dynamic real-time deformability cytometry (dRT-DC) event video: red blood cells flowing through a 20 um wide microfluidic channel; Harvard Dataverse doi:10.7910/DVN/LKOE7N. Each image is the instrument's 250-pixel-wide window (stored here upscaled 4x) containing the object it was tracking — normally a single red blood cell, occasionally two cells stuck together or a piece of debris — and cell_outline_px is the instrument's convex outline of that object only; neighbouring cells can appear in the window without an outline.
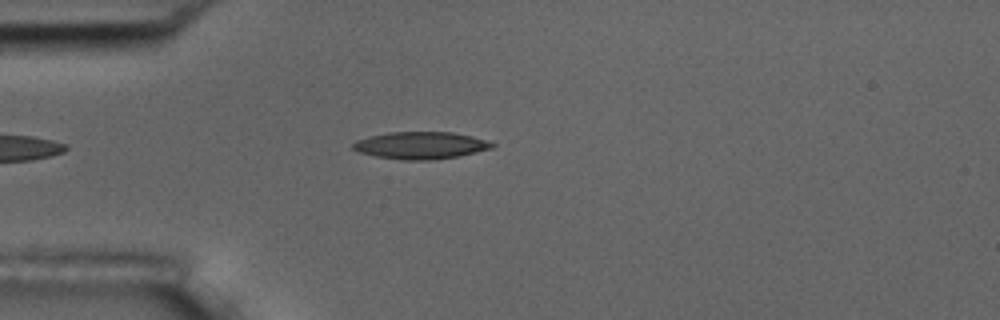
{"species": "common noctule bat (a hibernating species)", "species_latin": "Nyctalus noctula", "temperature_condition": "room temperature", "stored_images_in_passage": 6, "camera_frame_rate_fps": 3000, "um_per_image_px": 0.085, "animal": {"sex": "male", "body_mass_g": 17.5, "forearm_length_mm": 52.3}, "frame": {"image": 1, "passage_image": 2, "time_ms": 1.333, "image_size_px": [1000, 320], "cell_outline_px": [[496, 144], [492, 148], [460, 156], [432, 160], [400, 160], [376, 156], [360, 152], [352, 148], [352, 144], [356, 140], [368, 136], [388, 132], [452, 132], [472, 136]], "centroid_in_image_um": [35.74, 12.36], "position_along_channel_um": 49.3, "area_um2": 22.08}}
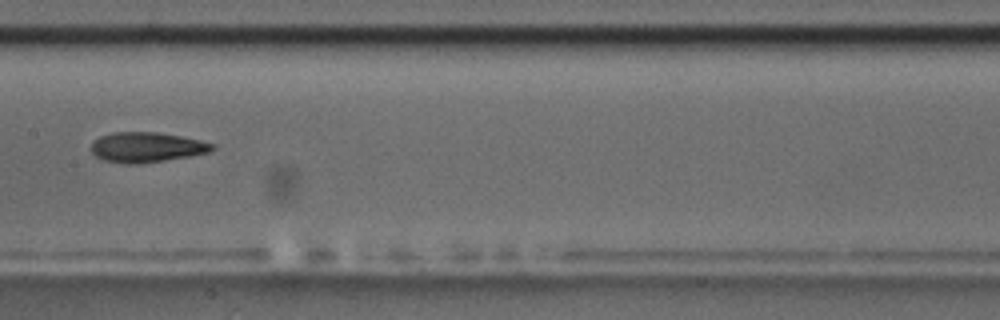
{"frame": {"image": 2, "passage_image": 6, "time_ms": 5.667, "image_size_px": [1000, 320], "cell_outline_px": [[216, 148], [212, 152], [164, 160], [136, 164], [128, 164], [104, 160], [96, 156], [92, 152], [92, 144], [100, 136], [112, 132], [156, 132], [180, 136], [200, 140], [216, 144]], "centroid_in_image_um": [12.51, 12.51], "position_along_channel_um": 194.9, "area_um2": 21.1}}